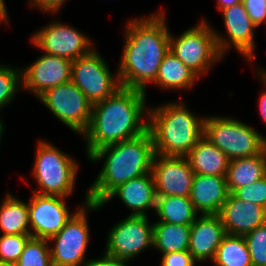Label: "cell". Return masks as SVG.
Returning <instances> with one entry per match:
<instances>
[{
    "label": "cell",
    "instance_id": "cell-11",
    "mask_svg": "<svg viewBox=\"0 0 266 266\" xmlns=\"http://www.w3.org/2000/svg\"><path fill=\"white\" fill-rule=\"evenodd\" d=\"M146 216L130 215L111 229L105 253L128 261L149 246H153V225Z\"/></svg>",
    "mask_w": 266,
    "mask_h": 266
},
{
    "label": "cell",
    "instance_id": "cell-21",
    "mask_svg": "<svg viewBox=\"0 0 266 266\" xmlns=\"http://www.w3.org/2000/svg\"><path fill=\"white\" fill-rule=\"evenodd\" d=\"M195 174L226 176L230 159L204 136L185 156Z\"/></svg>",
    "mask_w": 266,
    "mask_h": 266
},
{
    "label": "cell",
    "instance_id": "cell-16",
    "mask_svg": "<svg viewBox=\"0 0 266 266\" xmlns=\"http://www.w3.org/2000/svg\"><path fill=\"white\" fill-rule=\"evenodd\" d=\"M226 234L244 236L266 223V209L236 198L232 193L218 213Z\"/></svg>",
    "mask_w": 266,
    "mask_h": 266
},
{
    "label": "cell",
    "instance_id": "cell-1",
    "mask_svg": "<svg viewBox=\"0 0 266 266\" xmlns=\"http://www.w3.org/2000/svg\"><path fill=\"white\" fill-rule=\"evenodd\" d=\"M164 18L160 13L128 23L117 75L122 87L145 92V85L156 81L161 62L170 50V33Z\"/></svg>",
    "mask_w": 266,
    "mask_h": 266
},
{
    "label": "cell",
    "instance_id": "cell-35",
    "mask_svg": "<svg viewBox=\"0 0 266 266\" xmlns=\"http://www.w3.org/2000/svg\"><path fill=\"white\" fill-rule=\"evenodd\" d=\"M127 261L118 260L105 253L102 259L89 260L87 266H127Z\"/></svg>",
    "mask_w": 266,
    "mask_h": 266
},
{
    "label": "cell",
    "instance_id": "cell-37",
    "mask_svg": "<svg viewBox=\"0 0 266 266\" xmlns=\"http://www.w3.org/2000/svg\"><path fill=\"white\" fill-rule=\"evenodd\" d=\"M262 72V73H261ZM259 75H261L263 81L266 84V72L259 71ZM260 111H261V116L264 119V121L266 122V92L262 93V96L260 98Z\"/></svg>",
    "mask_w": 266,
    "mask_h": 266
},
{
    "label": "cell",
    "instance_id": "cell-17",
    "mask_svg": "<svg viewBox=\"0 0 266 266\" xmlns=\"http://www.w3.org/2000/svg\"><path fill=\"white\" fill-rule=\"evenodd\" d=\"M113 196H119L127 207L134 210L130 215L146 216L145 210L148 208L155 209L156 207L157 196L152 172L123 183L113 190L101 204L89 203L86 196L85 206L89 210H95L108 202Z\"/></svg>",
    "mask_w": 266,
    "mask_h": 266
},
{
    "label": "cell",
    "instance_id": "cell-19",
    "mask_svg": "<svg viewBox=\"0 0 266 266\" xmlns=\"http://www.w3.org/2000/svg\"><path fill=\"white\" fill-rule=\"evenodd\" d=\"M228 194L226 176L195 174L189 198L197 213L218 214Z\"/></svg>",
    "mask_w": 266,
    "mask_h": 266
},
{
    "label": "cell",
    "instance_id": "cell-14",
    "mask_svg": "<svg viewBox=\"0 0 266 266\" xmlns=\"http://www.w3.org/2000/svg\"><path fill=\"white\" fill-rule=\"evenodd\" d=\"M65 197L34 193L28 204L31 237L49 240L73 216L69 215Z\"/></svg>",
    "mask_w": 266,
    "mask_h": 266
},
{
    "label": "cell",
    "instance_id": "cell-31",
    "mask_svg": "<svg viewBox=\"0 0 266 266\" xmlns=\"http://www.w3.org/2000/svg\"><path fill=\"white\" fill-rule=\"evenodd\" d=\"M21 70L0 66V108L11 101L22 83Z\"/></svg>",
    "mask_w": 266,
    "mask_h": 266
},
{
    "label": "cell",
    "instance_id": "cell-6",
    "mask_svg": "<svg viewBox=\"0 0 266 266\" xmlns=\"http://www.w3.org/2000/svg\"><path fill=\"white\" fill-rule=\"evenodd\" d=\"M204 137L230 160L255 156L266 148L265 137L248 125L231 118H204Z\"/></svg>",
    "mask_w": 266,
    "mask_h": 266
},
{
    "label": "cell",
    "instance_id": "cell-40",
    "mask_svg": "<svg viewBox=\"0 0 266 266\" xmlns=\"http://www.w3.org/2000/svg\"><path fill=\"white\" fill-rule=\"evenodd\" d=\"M2 132H3V125H2V123L0 121V138H1Z\"/></svg>",
    "mask_w": 266,
    "mask_h": 266
},
{
    "label": "cell",
    "instance_id": "cell-23",
    "mask_svg": "<svg viewBox=\"0 0 266 266\" xmlns=\"http://www.w3.org/2000/svg\"><path fill=\"white\" fill-rule=\"evenodd\" d=\"M191 225L156 222L153 224V246L162 254L188 250Z\"/></svg>",
    "mask_w": 266,
    "mask_h": 266
},
{
    "label": "cell",
    "instance_id": "cell-33",
    "mask_svg": "<svg viewBox=\"0 0 266 266\" xmlns=\"http://www.w3.org/2000/svg\"><path fill=\"white\" fill-rule=\"evenodd\" d=\"M242 4L256 27L266 20V0H242Z\"/></svg>",
    "mask_w": 266,
    "mask_h": 266
},
{
    "label": "cell",
    "instance_id": "cell-39",
    "mask_svg": "<svg viewBox=\"0 0 266 266\" xmlns=\"http://www.w3.org/2000/svg\"><path fill=\"white\" fill-rule=\"evenodd\" d=\"M0 21L8 22L7 20V10L4 4V0H0Z\"/></svg>",
    "mask_w": 266,
    "mask_h": 266
},
{
    "label": "cell",
    "instance_id": "cell-8",
    "mask_svg": "<svg viewBox=\"0 0 266 266\" xmlns=\"http://www.w3.org/2000/svg\"><path fill=\"white\" fill-rule=\"evenodd\" d=\"M71 82L92 105L105 100L122 87L119 78L112 77L106 63L93 50L72 61Z\"/></svg>",
    "mask_w": 266,
    "mask_h": 266
},
{
    "label": "cell",
    "instance_id": "cell-2",
    "mask_svg": "<svg viewBox=\"0 0 266 266\" xmlns=\"http://www.w3.org/2000/svg\"><path fill=\"white\" fill-rule=\"evenodd\" d=\"M144 105L145 92L126 87L92 105L91 120L83 133L87 138L88 157L101 147L145 133L148 122H141Z\"/></svg>",
    "mask_w": 266,
    "mask_h": 266
},
{
    "label": "cell",
    "instance_id": "cell-38",
    "mask_svg": "<svg viewBox=\"0 0 266 266\" xmlns=\"http://www.w3.org/2000/svg\"><path fill=\"white\" fill-rule=\"evenodd\" d=\"M242 2V0H218V8L224 9Z\"/></svg>",
    "mask_w": 266,
    "mask_h": 266
},
{
    "label": "cell",
    "instance_id": "cell-20",
    "mask_svg": "<svg viewBox=\"0 0 266 266\" xmlns=\"http://www.w3.org/2000/svg\"><path fill=\"white\" fill-rule=\"evenodd\" d=\"M222 14L230 41L241 54L253 59V30L257 27L250 20L242 2L222 9Z\"/></svg>",
    "mask_w": 266,
    "mask_h": 266
},
{
    "label": "cell",
    "instance_id": "cell-5",
    "mask_svg": "<svg viewBox=\"0 0 266 266\" xmlns=\"http://www.w3.org/2000/svg\"><path fill=\"white\" fill-rule=\"evenodd\" d=\"M170 51L199 78L209 70L214 61L220 60L230 46L226 39L214 32L205 20L185 31L176 40L170 35Z\"/></svg>",
    "mask_w": 266,
    "mask_h": 266
},
{
    "label": "cell",
    "instance_id": "cell-4",
    "mask_svg": "<svg viewBox=\"0 0 266 266\" xmlns=\"http://www.w3.org/2000/svg\"><path fill=\"white\" fill-rule=\"evenodd\" d=\"M155 154L185 157L204 136V118L197 119L184 104H167L148 111Z\"/></svg>",
    "mask_w": 266,
    "mask_h": 266
},
{
    "label": "cell",
    "instance_id": "cell-3",
    "mask_svg": "<svg viewBox=\"0 0 266 266\" xmlns=\"http://www.w3.org/2000/svg\"><path fill=\"white\" fill-rule=\"evenodd\" d=\"M155 155L149 130L142 135L94 151L89 158L98 161L106 156L103 168L88 191L89 203L101 204L123 183L151 172Z\"/></svg>",
    "mask_w": 266,
    "mask_h": 266
},
{
    "label": "cell",
    "instance_id": "cell-34",
    "mask_svg": "<svg viewBox=\"0 0 266 266\" xmlns=\"http://www.w3.org/2000/svg\"><path fill=\"white\" fill-rule=\"evenodd\" d=\"M196 260L188 250L163 254L161 266H194Z\"/></svg>",
    "mask_w": 266,
    "mask_h": 266
},
{
    "label": "cell",
    "instance_id": "cell-13",
    "mask_svg": "<svg viewBox=\"0 0 266 266\" xmlns=\"http://www.w3.org/2000/svg\"><path fill=\"white\" fill-rule=\"evenodd\" d=\"M32 42L45 53L60 56L68 60H76L89 54L91 41L72 27L53 23L46 26L32 37Z\"/></svg>",
    "mask_w": 266,
    "mask_h": 266
},
{
    "label": "cell",
    "instance_id": "cell-7",
    "mask_svg": "<svg viewBox=\"0 0 266 266\" xmlns=\"http://www.w3.org/2000/svg\"><path fill=\"white\" fill-rule=\"evenodd\" d=\"M78 165L49 143L40 141L33 169L40 195L67 197L73 191Z\"/></svg>",
    "mask_w": 266,
    "mask_h": 266
},
{
    "label": "cell",
    "instance_id": "cell-26",
    "mask_svg": "<svg viewBox=\"0 0 266 266\" xmlns=\"http://www.w3.org/2000/svg\"><path fill=\"white\" fill-rule=\"evenodd\" d=\"M0 208V228L3 235H31L32 231L28 228V204L8 194Z\"/></svg>",
    "mask_w": 266,
    "mask_h": 266
},
{
    "label": "cell",
    "instance_id": "cell-29",
    "mask_svg": "<svg viewBox=\"0 0 266 266\" xmlns=\"http://www.w3.org/2000/svg\"><path fill=\"white\" fill-rule=\"evenodd\" d=\"M253 266H266V223L243 236Z\"/></svg>",
    "mask_w": 266,
    "mask_h": 266
},
{
    "label": "cell",
    "instance_id": "cell-32",
    "mask_svg": "<svg viewBox=\"0 0 266 266\" xmlns=\"http://www.w3.org/2000/svg\"><path fill=\"white\" fill-rule=\"evenodd\" d=\"M232 194L236 198L258 204L266 209V175L248 186L235 189Z\"/></svg>",
    "mask_w": 266,
    "mask_h": 266
},
{
    "label": "cell",
    "instance_id": "cell-12",
    "mask_svg": "<svg viewBox=\"0 0 266 266\" xmlns=\"http://www.w3.org/2000/svg\"><path fill=\"white\" fill-rule=\"evenodd\" d=\"M151 172L156 196H190L195 173L186 157L155 154Z\"/></svg>",
    "mask_w": 266,
    "mask_h": 266
},
{
    "label": "cell",
    "instance_id": "cell-9",
    "mask_svg": "<svg viewBox=\"0 0 266 266\" xmlns=\"http://www.w3.org/2000/svg\"><path fill=\"white\" fill-rule=\"evenodd\" d=\"M43 104L73 131L84 133L90 123L92 104L71 81L47 89L39 96Z\"/></svg>",
    "mask_w": 266,
    "mask_h": 266
},
{
    "label": "cell",
    "instance_id": "cell-15",
    "mask_svg": "<svg viewBox=\"0 0 266 266\" xmlns=\"http://www.w3.org/2000/svg\"><path fill=\"white\" fill-rule=\"evenodd\" d=\"M71 66V60L46 53L24 71L22 83L39 97L47 89L71 81Z\"/></svg>",
    "mask_w": 266,
    "mask_h": 266
},
{
    "label": "cell",
    "instance_id": "cell-24",
    "mask_svg": "<svg viewBox=\"0 0 266 266\" xmlns=\"http://www.w3.org/2000/svg\"><path fill=\"white\" fill-rule=\"evenodd\" d=\"M155 211L160 217L158 222L176 225H191L197 217L189 197L157 196Z\"/></svg>",
    "mask_w": 266,
    "mask_h": 266
},
{
    "label": "cell",
    "instance_id": "cell-27",
    "mask_svg": "<svg viewBox=\"0 0 266 266\" xmlns=\"http://www.w3.org/2000/svg\"><path fill=\"white\" fill-rule=\"evenodd\" d=\"M216 266H253L243 236L226 234L213 259Z\"/></svg>",
    "mask_w": 266,
    "mask_h": 266
},
{
    "label": "cell",
    "instance_id": "cell-18",
    "mask_svg": "<svg viewBox=\"0 0 266 266\" xmlns=\"http://www.w3.org/2000/svg\"><path fill=\"white\" fill-rule=\"evenodd\" d=\"M226 235L218 214H205L191 224L188 251L196 261L214 259L222 239Z\"/></svg>",
    "mask_w": 266,
    "mask_h": 266
},
{
    "label": "cell",
    "instance_id": "cell-25",
    "mask_svg": "<svg viewBox=\"0 0 266 266\" xmlns=\"http://www.w3.org/2000/svg\"><path fill=\"white\" fill-rule=\"evenodd\" d=\"M196 77L197 75L169 50L161 62L155 83L167 89H184L192 87Z\"/></svg>",
    "mask_w": 266,
    "mask_h": 266
},
{
    "label": "cell",
    "instance_id": "cell-22",
    "mask_svg": "<svg viewBox=\"0 0 266 266\" xmlns=\"http://www.w3.org/2000/svg\"><path fill=\"white\" fill-rule=\"evenodd\" d=\"M266 175V148L255 156L230 160L226 174L229 193L248 186Z\"/></svg>",
    "mask_w": 266,
    "mask_h": 266
},
{
    "label": "cell",
    "instance_id": "cell-28",
    "mask_svg": "<svg viewBox=\"0 0 266 266\" xmlns=\"http://www.w3.org/2000/svg\"><path fill=\"white\" fill-rule=\"evenodd\" d=\"M47 239L30 237L14 266H52Z\"/></svg>",
    "mask_w": 266,
    "mask_h": 266
},
{
    "label": "cell",
    "instance_id": "cell-41",
    "mask_svg": "<svg viewBox=\"0 0 266 266\" xmlns=\"http://www.w3.org/2000/svg\"><path fill=\"white\" fill-rule=\"evenodd\" d=\"M0 266H12V265L0 262Z\"/></svg>",
    "mask_w": 266,
    "mask_h": 266
},
{
    "label": "cell",
    "instance_id": "cell-30",
    "mask_svg": "<svg viewBox=\"0 0 266 266\" xmlns=\"http://www.w3.org/2000/svg\"><path fill=\"white\" fill-rule=\"evenodd\" d=\"M31 235H2L0 237V262L14 266Z\"/></svg>",
    "mask_w": 266,
    "mask_h": 266
},
{
    "label": "cell",
    "instance_id": "cell-36",
    "mask_svg": "<svg viewBox=\"0 0 266 266\" xmlns=\"http://www.w3.org/2000/svg\"><path fill=\"white\" fill-rule=\"evenodd\" d=\"M33 4L39 6L43 11H57L62 4L65 2V0H32Z\"/></svg>",
    "mask_w": 266,
    "mask_h": 266
},
{
    "label": "cell",
    "instance_id": "cell-10",
    "mask_svg": "<svg viewBox=\"0 0 266 266\" xmlns=\"http://www.w3.org/2000/svg\"><path fill=\"white\" fill-rule=\"evenodd\" d=\"M86 207L77 211L65 226L49 241L55 242L51 251L52 266H87L84 262L89 240V227L85 217ZM83 262V263H82Z\"/></svg>",
    "mask_w": 266,
    "mask_h": 266
}]
</instances>
